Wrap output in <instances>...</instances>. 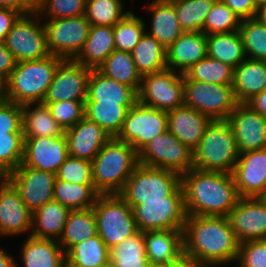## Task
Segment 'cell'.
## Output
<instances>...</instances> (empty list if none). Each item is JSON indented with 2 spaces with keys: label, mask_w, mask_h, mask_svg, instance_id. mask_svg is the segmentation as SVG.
Segmentation results:
<instances>
[{
  "label": "cell",
  "mask_w": 266,
  "mask_h": 267,
  "mask_svg": "<svg viewBox=\"0 0 266 267\" xmlns=\"http://www.w3.org/2000/svg\"><path fill=\"white\" fill-rule=\"evenodd\" d=\"M184 254L207 267L236 262L240 243L226 216L187 215Z\"/></svg>",
  "instance_id": "obj_1"
},
{
  "label": "cell",
  "mask_w": 266,
  "mask_h": 267,
  "mask_svg": "<svg viewBox=\"0 0 266 267\" xmlns=\"http://www.w3.org/2000/svg\"><path fill=\"white\" fill-rule=\"evenodd\" d=\"M184 205L190 216H228L240 196L231 173L192 168L181 175Z\"/></svg>",
  "instance_id": "obj_2"
},
{
  "label": "cell",
  "mask_w": 266,
  "mask_h": 267,
  "mask_svg": "<svg viewBox=\"0 0 266 267\" xmlns=\"http://www.w3.org/2000/svg\"><path fill=\"white\" fill-rule=\"evenodd\" d=\"M92 162V180L98 194H120L139 164L138 152L128 143L112 137Z\"/></svg>",
  "instance_id": "obj_3"
},
{
  "label": "cell",
  "mask_w": 266,
  "mask_h": 267,
  "mask_svg": "<svg viewBox=\"0 0 266 267\" xmlns=\"http://www.w3.org/2000/svg\"><path fill=\"white\" fill-rule=\"evenodd\" d=\"M63 59L54 55L17 62L7 84V101L15 104L42 103L53 76Z\"/></svg>",
  "instance_id": "obj_4"
},
{
  "label": "cell",
  "mask_w": 266,
  "mask_h": 267,
  "mask_svg": "<svg viewBox=\"0 0 266 267\" xmlns=\"http://www.w3.org/2000/svg\"><path fill=\"white\" fill-rule=\"evenodd\" d=\"M239 152L227 120H212L193 151V168L201 171L233 173Z\"/></svg>",
  "instance_id": "obj_5"
},
{
  "label": "cell",
  "mask_w": 266,
  "mask_h": 267,
  "mask_svg": "<svg viewBox=\"0 0 266 267\" xmlns=\"http://www.w3.org/2000/svg\"><path fill=\"white\" fill-rule=\"evenodd\" d=\"M92 209L98 235L109 249L138 232L133 209L120 194H99Z\"/></svg>",
  "instance_id": "obj_6"
},
{
  "label": "cell",
  "mask_w": 266,
  "mask_h": 267,
  "mask_svg": "<svg viewBox=\"0 0 266 267\" xmlns=\"http://www.w3.org/2000/svg\"><path fill=\"white\" fill-rule=\"evenodd\" d=\"M181 185V175L170 170L138 164L120 195L133 209L144 201L163 200Z\"/></svg>",
  "instance_id": "obj_7"
},
{
  "label": "cell",
  "mask_w": 266,
  "mask_h": 267,
  "mask_svg": "<svg viewBox=\"0 0 266 267\" xmlns=\"http://www.w3.org/2000/svg\"><path fill=\"white\" fill-rule=\"evenodd\" d=\"M133 213L138 231L184 229L187 214L182 186L163 200L136 205Z\"/></svg>",
  "instance_id": "obj_8"
},
{
  "label": "cell",
  "mask_w": 266,
  "mask_h": 267,
  "mask_svg": "<svg viewBox=\"0 0 266 267\" xmlns=\"http://www.w3.org/2000/svg\"><path fill=\"white\" fill-rule=\"evenodd\" d=\"M184 93V105L212 120H227L238 104L232 85L184 80Z\"/></svg>",
  "instance_id": "obj_9"
},
{
  "label": "cell",
  "mask_w": 266,
  "mask_h": 267,
  "mask_svg": "<svg viewBox=\"0 0 266 267\" xmlns=\"http://www.w3.org/2000/svg\"><path fill=\"white\" fill-rule=\"evenodd\" d=\"M39 14L34 11L22 14L8 32L5 45L16 62L38 60L48 57L46 32Z\"/></svg>",
  "instance_id": "obj_10"
},
{
  "label": "cell",
  "mask_w": 266,
  "mask_h": 267,
  "mask_svg": "<svg viewBox=\"0 0 266 267\" xmlns=\"http://www.w3.org/2000/svg\"><path fill=\"white\" fill-rule=\"evenodd\" d=\"M168 130L167 112L141 103L139 100L127 111L118 136L138 153L156 136Z\"/></svg>",
  "instance_id": "obj_11"
},
{
  "label": "cell",
  "mask_w": 266,
  "mask_h": 267,
  "mask_svg": "<svg viewBox=\"0 0 266 267\" xmlns=\"http://www.w3.org/2000/svg\"><path fill=\"white\" fill-rule=\"evenodd\" d=\"M139 163L179 175L193 168V151L168 130L152 139L139 153Z\"/></svg>",
  "instance_id": "obj_12"
},
{
  "label": "cell",
  "mask_w": 266,
  "mask_h": 267,
  "mask_svg": "<svg viewBox=\"0 0 266 267\" xmlns=\"http://www.w3.org/2000/svg\"><path fill=\"white\" fill-rule=\"evenodd\" d=\"M43 24L49 54L68 60H74L78 56L91 28L84 14L72 18L46 20Z\"/></svg>",
  "instance_id": "obj_13"
},
{
  "label": "cell",
  "mask_w": 266,
  "mask_h": 267,
  "mask_svg": "<svg viewBox=\"0 0 266 267\" xmlns=\"http://www.w3.org/2000/svg\"><path fill=\"white\" fill-rule=\"evenodd\" d=\"M184 76L166 69L142 76L138 100L163 111H171L184 105Z\"/></svg>",
  "instance_id": "obj_14"
},
{
  "label": "cell",
  "mask_w": 266,
  "mask_h": 267,
  "mask_svg": "<svg viewBox=\"0 0 266 267\" xmlns=\"http://www.w3.org/2000/svg\"><path fill=\"white\" fill-rule=\"evenodd\" d=\"M92 69L75 60L63 59L53 76L43 104L58 101H86L88 79Z\"/></svg>",
  "instance_id": "obj_15"
},
{
  "label": "cell",
  "mask_w": 266,
  "mask_h": 267,
  "mask_svg": "<svg viewBox=\"0 0 266 267\" xmlns=\"http://www.w3.org/2000/svg\"><path fill=\"white\" fill-rule=\"evenodd\" d=\"M5 178L18 191L32 213L53 200L56 174L20 165Z\"/></svg>",
  "instance_id": "obj_16"
},
{
  "label": "cell",
  "mask_w": 266,
  "mask_h": 267,
  "mask_svg": "<svg viewBox=\"0 0 266 267\" xmlns=\"http://www.w3.org/2000/svg\"><path fill=\"white\" fill-rule=\"evenodd\" d=\"M227 217L239 243L266 239V201L262 197H240Z\"/></svg>",
  "instance_id": "obj_17"
},
{
  "label": "cell",
  "mask_w": 266,
  "mask_h": 267,
  "mask_svg": "<svg viewBox=\"0 0 266 267\" xmlns=\"http://www.w3.org/2000/svg\"><path fill=\"white\" fill-rule=\"evenodd\" d=\"M69 157L67 137L24 138L23 160L20 165L56 174Z\"/></svg>",
  "instance_id": "obj_18"
},
{
  "label": "cell",
  "mask_w": 266,
  "mask_h": 267,
  "mask_svg": "<svg viewBox=\"0 0 266 267\" xmlns=\"http://www.w3.org/2000/svg\"><path fill=\"white\" fill-rule=\"evenodd\" d=\"M227 121L233 130L239 154L266 148V118L246 103H238Z\"/></svg>",
  "instance_id": "obj_19"
},
{
  "label": "cell",
  "mask_w": 266,
  "mask_h": 267,
  "mask_svg": "<svg viewBox=\"0 0 266 267\" xmlns=\"http://www.w3.org/2000/svg\"><path fill=\"white\" fill-rule=\"evenodd\" d=\"M32 230V212L20 194L5 178L0 177V236L23 235Z\"/></svg>",
  "instance_id": "obj_20"
},
{
  "label": "cell",
  "mask_w": 266,
  "mask_h": 267,
  "mask_svg": "<svg viewBox=\"0 0 266 267\" xmlns=\"http://www.w3.org/2000/svg\"><path fill=\"white\" fill-rule=\"evenodd\" d=\"M232 174L240 197H262L266 192V148L239 154Z\"/></svg>",
  "instance_id": "obj_21"
},
{
  "label": "cell",
  "mask_w": 266,
  "mask_h": 267,
  "mask_svg": "<svg viewBox=\"0 0 266 267\" xmlns=\"http://www.w3.org/2000/svg\"><path fill=\"white\" fill-rule=\"evenodd\" d=\"M69 156L92 161L99 150L111 139L95 122L83 117L65 131Z\"/></svg>",
  "instance_id": "obj_22"
},
{
  "label": "cell",
  "mask_w": 266,
  "mask_h": 267,
  "mask_svg": "<svg viewBox=\"0 0 266 267\" xmlns=\"http://www.w3.org/2000/svg\"><path fill=\"white\" fill-rule=\"evenodd\" d=\"M168 131L192 151L196 149L204 136L205 130L212 121L186 105L167 112Z\"/></svg>",
  "instance_id": "obj_23"
},
{
  "label": "cell",
  "mask_w": 266,
  "mask_h": 267,
  "mask_svg": "<svg viewBox=\"0 0 266 267\" xmlns=\"http://www.w3.org/2000/svg\"><path fill=\"white\" fill-rule=\"evenodd\" d=\"M207 56V35L204 32H183L167 49V69L184 74L192 65Z\"/></svg>",
  "instance_id": "obj_24"
},
{
  "label": "cell",
  "mask_w": 266,
  "mask_h": 267,
  "mask_svg": "<svg viewBox=\"0 0 266 267\" xmlns=\"http://www.w3.org/2000/svg\"><path fill=\"white\" fill-rule=\"evenodd\" d=\"M183 230L143 232L146 255L151 267H162L184 254Z\"/></svg>",
  "instance_id": "obj_25"
},
{
  "label": "cell",
  "mask_w": 266,
  "mask_h": 267,
  "mask_svg": "<svg viewBox=\"0 0 266 267\" xmlns=\"http://www.w3.org/2000/svg\"><path fill=\"white\" fill-rule=\"evenodd\" d=\"M137 101L138 93L132 87L108 78L98 69H92L88 79L87 99L85 102L134 105Z\"/></svg>",
  "instance_id": "obj_26"
},
{
  "label": "cell",
  "mask_w": 266,
  "mask_h": 267,
  "mask_svg": "<svg viewBox=\"0 0 266 267\" xmlns=\"http://www.w3.org/2000/svg\"><path fill=\"white\" fill-rule=\"evenodd\" d=\"M234 95L238 103H247L266 88V61L246 58L234 69Z\"/></svg>",
  "instance_id": "obj_27"
},
{
  "label": "cell",
  "mask_w": 266,
  "mask_h": 267,
  "mask_svg": "<svg viewBox=\"0 0 266 267\" xmlns=\"http://www.w3.org/2000/svg\"><path fill=\"white\" fill-rule=\"evenodd\" d=\"M26 239L20 247L24 267H66V253L57 240Z\"/></svg>",
  "instance_id": "obj_28"
},
{
  "label": "cell",
  "mask_w": 266,
  "mask_h": 267,
  "mask_svg": "<svg viewBox=\"0 0 266 267\" xmlns=\"http://www.w3.org/2000/svg\"><path fill=\"white\" fill-rule=\"evenodd\" d=\"M114 50L113 26L91 25L89 36L74 60L90 69H98Z\"/></svg>",
  "instance_id": "obj_29"
},
{
  "label": "cell",
  "mask_w": 266,
  "mask_h": 267,
  "mask_svg": "<svg viewBox=\"0 0 266 267\" xmlns=\"http://www.w3.org/2000/svg\"><path fill=\"white\" fill-rule=\"evenodd\" d=\"M146 8L152 13L151 28L146 32L167 49L184 32L180 28L174 5L169 0H153Z\"/></svg>",
  "instance_id": "obj_30"
},
{
  "label": "cell",
  "mask_w": 266,
  "mask_h": 267,
  "mask_svg": "<svg viewBox=\"0 0 266 267\" xmlns=\"http://www.w3.org/2000/svg\"><path fill=\"white\" fill-rule=\"evenodd\" d=\"M71 210L52 200L32 213V230L30 236L39 239L59 240L68 213Z\"/></svg>",
  "instance_id": "obj_31"
},
{
  "label": "cell",
  "mask_w": 266,
  "mask_h": 267,
  "mask_svg": "<svg viewBox=\"0 0 266 267\" xmlns=\"http://www.w3.org/2000/svg\"><path fill=\"white\" fill-rule=\"evenodd\" d=\"M22 122L24 138H53L65 134L61 126L53 119L47 105L43 103H28L22 105Z\"/></svg>",
  "instance_id": "obj_32"
},
{
  "label": "cell",
  "mask_w": 266,
  "mask_h": 267,
  "mask_svg": "<svg viewBox=\"0 0 266 267\" xmlns=\"http://www.w3.org/2000/svg\"><path fill=\"white\" fill-rule=\"evenodd\" d=\"M98 234L96 219L92 208L71 210L58 243L67 253L74 245Z\"/></svg>",
  "instance_id": "obj_33"
},
{
  "label": "cell",
  "mask_w": 266,
  "mask_h": 267,
  "mask_svg": "<svg viewBox=\"0 0 266 267\" xmlns=\"http://www.w3.org/2000/svg\"><path fill=\"white\" fill-rule=\"evenodd\" d=\"M207 56L238 67L247 58L239 30L207 35Z\"/></svg>",
  "instance_id": "obj_34"
},
{
  "label": "cell",
  "mask_w": 266,
  "mask_h": 267,
  "mask_svg": "<svg viewBox=\"0 0 266 267\" xmlns=\"http://www.w3.org/2000/svg\"><path fill=\"white\" fill-rule=\"evenodd\" d=\"M131 55L141 76L167 69L166 48L146 31Z\"/></svg>",
  "instance_id": "obj_35"
},
{
  "label": "cell",
  "mask_w": 266,
  "mask_h": 267,
  "mask_svg": "<svg viewBox=\"0 0 266 267\" xmlns=\"http://www.w3.org/2000/svg\"><path fill=\"white\" fill-rule=\"evenodd\" d=\"M98 70L108 78L132 87L139 93L142 76L137 71L131 53L114 50Z\"/></svg>",
  "instance_id": "obj_36"
},
{
  "label": "cell",
  "mask_w": 266,
  "mask_h": 267,
  "mask_svg": "<svg viewBox=\"0 0 266 267\" xmlns=\"http://www.w3.org/2000/svg\"><path fill=\"white\" fill-rule=\"evenodd\" d=\"M132 106L109 102H85V117L103 128L111 138L117 137L127 111Z\"/></svg>",
  "instance_id": "obj_37"
},
{
  "label": "cell",
  "mask_w": 266,
  "mask_h": 267,
  "mask_svg": "<svg viewBox=\"0 0 266 267\" xmlns=\"http://www.w3.org/2000/svg\"><path fill=\"white\" fill-rule=\"evenodd\" d=\"M98 195L94 184H76L56 178L53 200L70 210L92 208Z\"/></svg>",
  "instance_id": "obj_38"
},
{
  "label": "cell",
  "mask_w": 266,
  "mask_h": 267,
  "mask_svg": "<svg viewBox=\"0 0 266 267\" xmlns=\"http://www.w3.org/2000/svg\"><path fill=\"white\" fill-rule=\"evenodd\" d=\"M110 249L97 234L74 245L66 253V267H91L110 263Z\"/></svg>",
  "instance_id": "obj_39"
},
{
  "label": "cell",
  "mask_w": 266,
  "mask_h": 267,
  "mask_svg": "<svg viewBox=\"0 0 266 267\" xmlns=\"http://www.w3.org/2000/svg\"><path fill=\"white\" fill-rule=\"evenodd\" d=\"M109 256L112 267H151L146 255L142 231L112 247Z\"/></svg>",
  "instance_id": "obj_40"
},
{
  "label": "cell",
  "mask_w": 266,
  "mask_h": 267,
  "mask_svg": "<svg viewBox=\"0 0 266 267\" xmlns=\"http://www.w3.org/2000/svg\"><path fill=\"white\" fill-rule=\"evenodd\" d=\"M233 75V67L210 56L199 60L183 74L184 80H196L219 85H232Z\"/></svg>",
  "instance_id": "obj_41"
},
{
  "label": "cell",
  "mask_w": 266,
  "mask_h": 267,
  "mask_svg": "<svg viewBox=\"0 0 266 267\" xmlns=\"http://www.w3.org/2000/svg\"><path fill=\"white\" fill-rule=\"evenodd\" d=\"M173 5L180 28L186 32H204L207 14L217 0H169Z\"/></svg>",
  "instance_id": "obj_42"
},
{
  "label": "cell",
  "mask_w": 266,
  "mask_h": 267,
  "mask_svg": "<svg viewBox=\"0 0 266 267\" xmlns=\"http://www.w3.org/2000/svg\"><path fill=\"white\" fill-rule=\"evenodd\" d=\"M122 0H86L85 17L91 25L114 26L130 10L124 11Z\"/></svg>",
  "instance_id": "obj_43"
},
{
  "label": "cell",
  "mask_w": 266,
  "mask_h": 267,
  "mask_svg": "<svg viewBox=\"0 0 266 267\" xmlns=\"http://www.w3.org/2000/svg\"><path fill=\"white\" fill-rule=\"evenodd\" d=\"M145 20L130 11L113 26L115 50L131 53L145 33Z\"/></svg>",
  "instance_id": "obj_44"
},
{
  "label": "cell",
  "mask_w": 266,
  "mask_h": 267,
  "mask_svg": "<svg viewBox=\"0 0 266 267\" xmlns=\"http://www.w3.org/2000/svg\"><path fill=\"white\" fill-rule=\"evenodd\" d=\"M239 32L246 57L266 61V24L256 17L242 20Z\"/></svg>",
  "instance_id": "obj_45"
},
{
  "label": "cell",
  "mask_w": 266,
  "mask_h": 267,
  "mask_svg": "<svg viewBox=\"0 0 266 267\" xmlns=\"http://www.w3.org/2000/svg\"><path fill=\"white\" fill-rule=\"evenodd\" d=\"M23 133L0 135V177L16 170L23 160Z\"/></svg>",
  "instance_id": "obj_46"
},
{
  "label": "cell",
  "mask_w": 266,
  "mask_h": 267,
  "mask_svg": "<svg viewBox=\"0 0 266 267\" xmlns=\"http://www.w3.org/2000/svg\"><path fill=\"white\" fill-rule=\"evenodd\" d=\"M241 19L221 0H217L207 14L204 23L206 35L238 31Z\"/></svg>",
  "instance_id": "obj_47"
},
{
  "label": "cell",
  "mask_w": 266,
  "mask_h": 267,
  "mask_svg": "<svg viewBox=\"0 0 266 267\" xmlns=\"http://www.w3.org/2000/svg\"><path fill=\"white\" fill-rule=\"evenodd\" d=\"M85 6L86 0H39L36 12L46 20L72 18L83 15Z\"/></svg>",
  "instance_id": "obj_48"
},
{
  "label": "cell",
  "mask_w": 266,
  "mask_h": 267,
  "mask_svg": "<svg viewBox=\"0 0 266 267\" xmlns=\"http://www.w3.org/2000/svg\"><path fill=\"white\" fill-rule=\"evenodd\" d=\"M53 119L66 131L85 117V101H58L48 103Z\"/></svg>",
  "instance_id": "obj_49"
},
{
  "label": "cell",
  "mask_w": 266,
  "mask_h": 267,
  "mask_svg": "<svg viewBox=\"0 0 266 267\" xmlns=\"http://www.w3.org/2000/svg\"><path fill=\"white\" fill-rule=\"evenodd\" d=\"M56 178L76 184H93L92 162L69 156L59 167Z\"/></svg>",
  "instance_id": "obj_50"
},
{
  "label": "cell",
  "mask_w": 266,
  "mask_h": 267,
  "mask_svg": "<svg viewBox=\"0 0 266 267\" xmlns=\"http://www.w3.org/2000/svg\"><path fill=\"white\" fill-rule=\"evenodd\" d=\"M238 267H266V239L240 243Z\"/></svg>",
  "instance_id": "obj_51"
},
{
  "label": "cell",
  "mask_w": 266,
  "mask_h": 267,
  "mask_svg": "<svg viewBox=\"0 0 266 267\" xmlns=\"http://www.w3.org/2000/svg\"><path fill=\"white\" fill-rule=\"evenodd\" d=\"M23 133L22 105L5 101L0 103V135Z\"/></svg>",
  "instance_id": "obj_52"
},
{
  "label": "cell",
  "mask_w": 266,
  "mask_h": 267,
  "mask_svg": "<svg viewBox=\"0 0 266 267\" xmlns=\"http://www.w3.org/2000/svg\"><path fill=\"white\" fill-rule=\"evenodd\" d=\"M226 4L240 19L246 20L257 15L258 7L253 0H221Z\"/></svg>",
  "instance_id": "obj_53"
},
{
  "label": "cell",
  "mask_w": 266,
  "mask_h": 267,
  "mask_svg": "<svg viewBox=\"0 0 266 267\" xmlns=\"http://www.w3.org/2000/svg\"><path fill=\"white\" fill-rule=\"evenodd\" d=\"M21 15L15 9L0 7V42H5L8 32Z\"/></svg>",
  "instance_id": "obj_54"
},
{
  "label": "cell",
  "mask_w": 266,
  "mask_h": 267,
  "mask_svg": "<svg viewBox=\"0 0 266 267\" xmlns=\"http://www.w3.org/2000/svg\"><path fill=\"white\" fill-rule=\"evenodd\" d=\"M16 63L14 56L6 48L5 42H0V76L7 80Z\"/></svg>",
  "instance_id": "obj_55"
},
{
  "label": "cell",
  "mask_w": 266,
  "mask_h": 267,
  "mask_svg": "<svg viewBox=\"0 0 266 267\" xmlns=\"http://www.w3.org/2000/svg\"><path fill=\"white\" fill-rule=\"evenodd\" d=\"M0 7L12 8L22 14L36 11V3L33 0H0Z\"/></svg>",
  "instance_id": "obj_56"
},
{
  "label": "cell",
  "mask_w": 266,
  "mask_h": 267,
  "mask_svg": "<svg viewBox=\"0 0 266 267\" xmlns=\"http://www.w3.org/2000/svg\"><path fill=\"white\" fill-rule=\"evenodd\" d=\"M246 104L266 118V88Z\"/></svg>",
  "instance_id": "obj_57"
},
{
  "label": "cell",
  "mask_w": 266,
  "mask_h": 267,
  "mask_svg": "<svg viewBox=\"0 0 266 267\" xmlns=\"http://www.w3.org/2000/svg\"><path fill=\"white\" fill-rule=\"evenodd\" d=\"M162 267H207L204 264L199 263L186 254L181 255L177 260L168 263Z\"/></svg>",
  "instance_id": "obj_58"
},
{
  "label": "cell",
  "mask_w": 266,
  "mask_h": 267,
  "mask_svg": "<svg viewBox=\"0 0 266 267\" xmlns=\"http://www.w3.org/2000/svg\"><path fill=\"white\" fill-rule=\"evenodd\" d=\"M0 267H18L16 259L0 247Z\"/></svg>",
  "instance_id": "obj_59"
},
{
  "label": "cell",
  "mask_w": 266,
  "mask_h": 267,
  "mask_svg": "<svg viewBox=\"0 0 266 267\" xmlns=\"http://www.w3.org/2000/svg\"><path fill=\"white\" fill-rule=\"evenodd\" d=\"M7 101L6 80L0 76V103Z\"/></svg>",
  "instance_id": "obj_60"
},
{
  "label": "cell",
  "mask_w": 266,
  "mask_h": 267,
  "mask_svg": "<svg viewBox=\"0 0 266 267\" xmlns=\"http://www.w3.org/2000/svg\"><path fill=\"white\" fill-rule=\"evenodd\" d=\"M256 18H258L262 23L266 24V3L261 4L258 7Z\"/></svg>",
  "instance_id": "obj_61"
},
{
  "label": "cell",
  "mask_w": 266,
  "mask_h": 267,
  "mask_svg": "<svg viewBox=\"0 0 266 267\" xmlns=\"http://www.w3.org/2000/svg\"><path fill=\"white\" fill-rule=\"evenodd\" d=\"M91 267H112V264L111 263H103V264L94 265V266H91Z\"/></svg>",
  "instance_id": "obj_62"
},
{
  "label": "cell",
  "mask_w": 266,
  "mask_h": 267,
  "mask_svg": "<svg viewBox=\"0 0 266 267\" xmlns=\"http://www.w3.org/2000/svg\"><path fill=\"white\" fill-rule=\"evenodd\" d=\"M257 7H259L261 4L266 3V0H253Z\"/></svg>",
  "instance_id": "obj_63"
},
{
  "label": "cell",
  "mask_w": 266,
  "mask_h": 267,
  "mask_svg": "<svg viewBox=\"0 0 266 267\" xmlns=\"http://www.w3.org/2000/svg\"><path fill=\"white\" fill-rule=\"evenodd\" d=\"M262 198L266 201V192H265V194L262 196Z\"/></svg>",
  "instance_id": "obj_64"
}]
</instances>
